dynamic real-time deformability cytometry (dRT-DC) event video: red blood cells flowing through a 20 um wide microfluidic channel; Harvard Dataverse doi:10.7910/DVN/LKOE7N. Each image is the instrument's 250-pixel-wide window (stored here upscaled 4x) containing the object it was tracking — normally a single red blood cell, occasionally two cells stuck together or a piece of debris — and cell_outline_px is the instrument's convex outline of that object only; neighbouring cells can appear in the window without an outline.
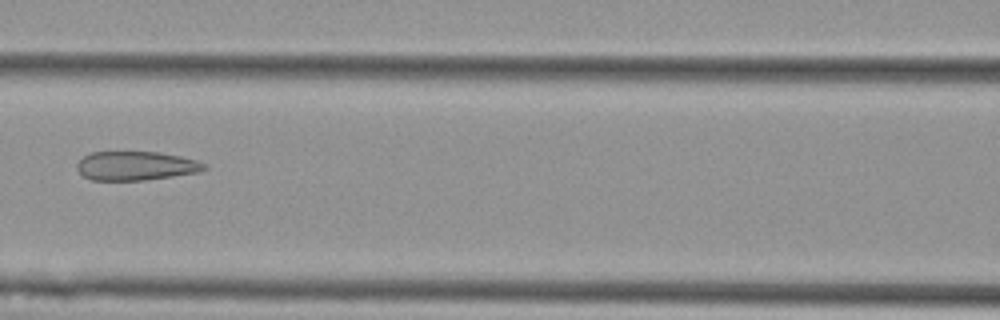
{"species": "Egyptian fruit bat (a non-hibernating species)", "species_latin": "Rousettus aegyptiacus", "temperature_condition": "cold", "stored_images_in_passage": 8, "camera_frame_rate_fps": 3000, "um_per_image_px": 0.085, "animal": {"sex": "female"}, "frame": {"image": 1, "passage_image": 4, "time_ms": 1.0, "image_size_px": [1000, 320], "cell_outline_px": [[208, 168], [200, 172], [144, 180], [92, 180], [84, 176], [76, 168], [76, 164], [84, 156], [92, 152], [160, 152], [180, 156], [196, 160], [208, 164]], "centroid_in_image_um": [11.58, 14.09], "position_along_channel_um": 155.0, "area_um2": 21.5}}
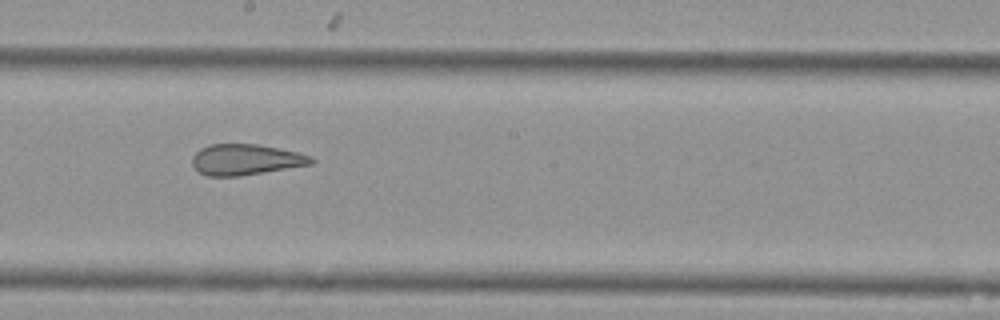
{"frame": {"image": 2, "passage_image": 6, "time_ms": 1.667, "image_size_px": [1000, 320], "cell_outline_px": [[316, 160], [312, 164], [240, 176], [208, 176], [200, 172], [192, 164], [192, 156], [200, 148], [208, 144], [256, 144], [280, 148], [312, 156]], "centroid_in_image_um": [20.88, 13.56], "position_along_channel_um": 227.3, "area_um2": 21.39}}
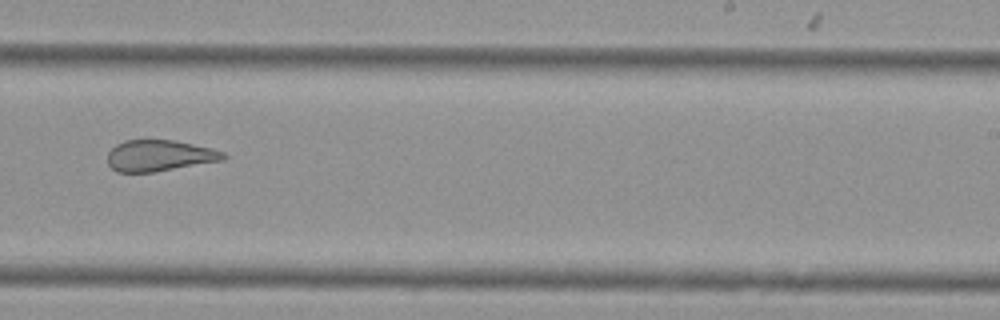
{"frame": {"image": 3, "passage_image": 7, "time_ms": 2.0, "image_size_px": [1000, 320], "cell_outline_px": [[228, 156], [224, 160], [156, 172], [116, 172], [108, 164], [108, 152], [116, 144], [124, 140], [172, 140], [212, 148], [224, 152]], "centroid_in_image_um": [13.56, 13.23], "position_along_channel_um": 275.4, "area_um2": 21.15}}